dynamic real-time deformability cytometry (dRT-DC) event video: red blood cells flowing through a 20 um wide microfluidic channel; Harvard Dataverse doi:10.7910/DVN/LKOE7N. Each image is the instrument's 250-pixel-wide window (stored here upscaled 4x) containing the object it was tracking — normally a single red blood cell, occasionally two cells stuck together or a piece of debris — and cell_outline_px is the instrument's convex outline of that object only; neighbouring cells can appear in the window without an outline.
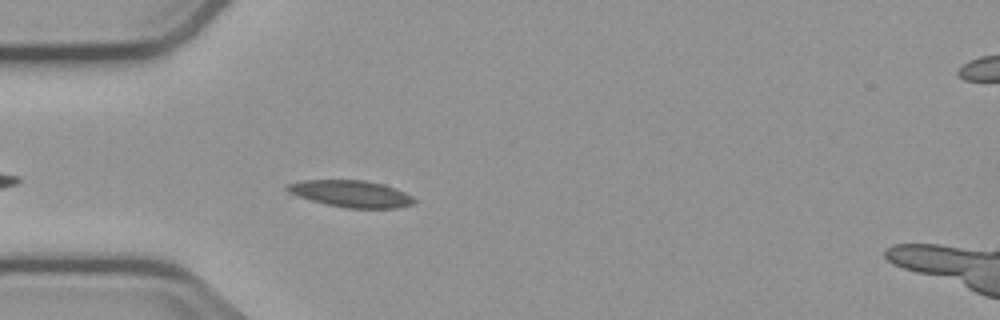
{"species": "common noctule bat (a hibernating species)", "species_latin": "Nyctalus noctula", "temperature_condition": "cold", "stored_images_in_passage": 1, "camera_frame_rate_fps": 3000, "um_per_image_px": 0.085, "animal": {"sex": "male", "body_mass_g": 23.1, "forearm_length_mm": 52.7}, "frame": {"image": 1, "passage_image": 1, "time_ms": 0.0, "image_size_px": [1000, 320], "cell_outline_px": [[416, 200], [412, 204], [396, 208], [344, 208], [312, 200], [288, 192], [284, 188], [284, 184], [304, 180], [364, 180], [384, 184], [396, 188], [412, 196]], "centroid_in_image_um": [29.84, 16.46], "position_along_channel_um": 55.2, "area_um2": 19.77}}